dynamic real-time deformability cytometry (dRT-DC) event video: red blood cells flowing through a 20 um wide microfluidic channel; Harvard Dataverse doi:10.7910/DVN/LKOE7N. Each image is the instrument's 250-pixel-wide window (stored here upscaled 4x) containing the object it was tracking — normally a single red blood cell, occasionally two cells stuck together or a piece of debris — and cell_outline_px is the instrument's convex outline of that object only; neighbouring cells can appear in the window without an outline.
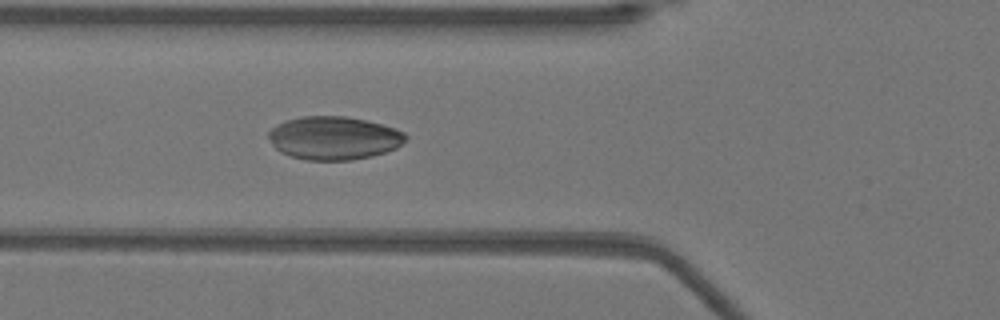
{"species": "Egyptian fruit bat (a non-hibernating species)", "species_latin": "Rousettus aegyptiacus", "temperature_condition": "warm", "stored_images_in_passage": 51, "camera_frame_rate_fps": 3000, "um_per_image_px": 0.085, "animal": {"sex": "female"}, "frame": {"image": 1, "passage_image": 18, "time_ms": 5.667, "image_size_px": [1000, 320], "cell_outline_px": [[408, 136], [396, 148], [372, 156], [352, 160], [308, 160], [292, 156], [280, 152], [272, 144], [268, 136], [268, 132], [276, 124], [284, 120], [304, 116], [344, 116], [368, 120], [396, 128], [404, 132]], "centroid_in_image_um": [28.38, 11.72], "position_along_channel_um": 97.4, "area_um2": 34.62}}
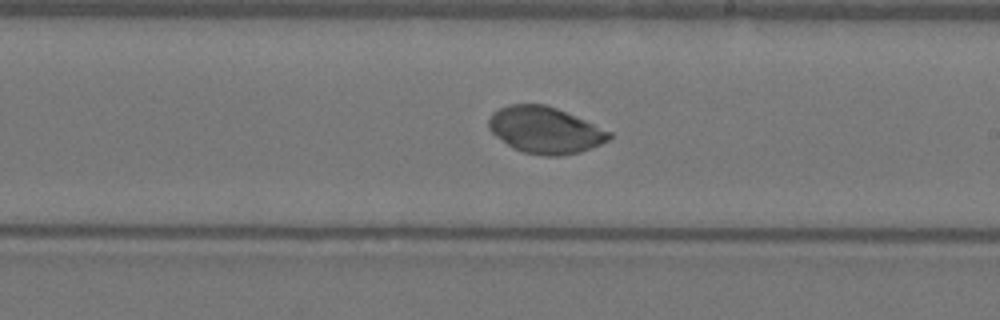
{"frame": {"image": 2, "passage_image": 29, "time_ms": 9.333, "image_size_px": [1000, 320], "cell_outline_px": [[612, 136], [608, 140], [600, 144], [580, 152], [560, 156], [544, 156], [524, 152], [512, 148], [496, 136], [488, 128], [488, 120], [492, 112], [508, 104], [544, 104], [556, 108], [612, 132]], "centroid_in_image_um": [46.3, 11.06], "position_along_channel_um": 242.7, "area_um2": 32.54}}
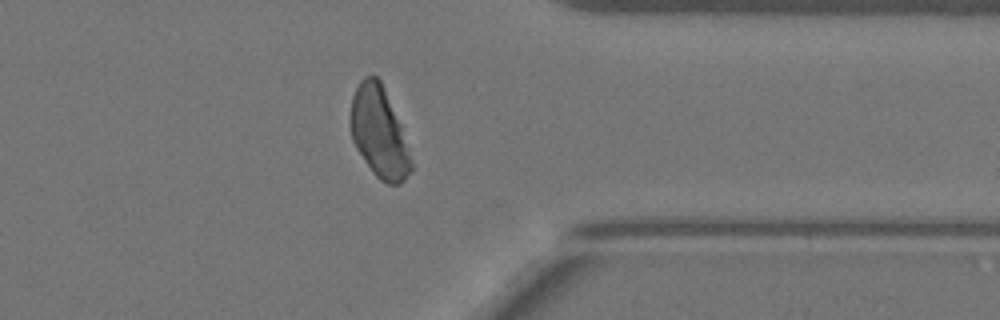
{"frame": {"image": 3, "passage_image": 40, "time_ms": 13.0, "image_size_px": [1000, 320], "cell_outline_px": [[412, 168], [404, 180], [400, 184], [388, 184], [380, 180], [372, 172], [356, 148], [352, 140], [348, 124], [348, 116], [352, 96], [360, 80], [364, 76], [376, 76], [380, 80], [384, 88], [400, 124], [412, 164]], "centroid_in_image_um": [32.16, 11.24], "position_along_channel_um": 379.2, "area_um2": 32.02}}